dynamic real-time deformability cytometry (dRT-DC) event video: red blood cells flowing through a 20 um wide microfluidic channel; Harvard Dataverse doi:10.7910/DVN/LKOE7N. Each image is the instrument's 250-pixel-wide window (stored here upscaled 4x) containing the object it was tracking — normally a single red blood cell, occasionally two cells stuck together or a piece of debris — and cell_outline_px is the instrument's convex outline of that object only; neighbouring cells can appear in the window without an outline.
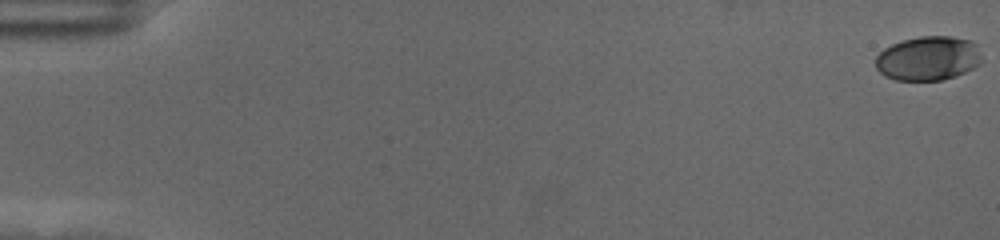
{"species": "human", "species_latin": "Homo sapiens", "temperature_condition": "cold", "stored_images_in_passage": 60, "camera_frame_rate_fps": 3000, "um_per_image_px": 0.085, "donor": {"sex": "female"}, "frame": {"image": 1, "passage_image": 1, "time_ms": 0.0, "image_size_px": [1000, 240], "cell_outline_px": [[980, 64], [956, 76], [940, 80], [896, 80], [884, 76], [876, 68], [876, 56], [884, 48], [892, 44], [904, 40], [920, 36], [952, 36], [972, 40], [976, 44], [980, 56]], "centroid_in_image_um": [78.88, 4.95], "position_along_channel_um": 6.1, "area_um2": 27.34}}
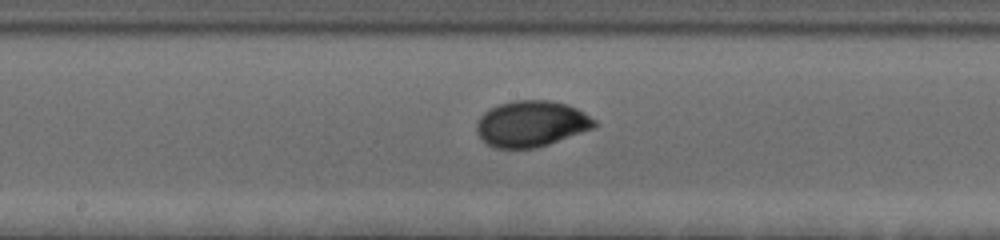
{"frame": {"image": 2, "passage_image": 33, "time_ms": 10.667, "image_size_px": [1000, 240], "cell_outline_px": [[600, 124], [596, 128], [536, 148], [496, 148], [488, 144], [476, 132], [476, 124], [480, 116], [484, 112], [500, 104], [516, 100], [552, 100], [568, 104], [584, 112], [596, 120]], "centroid_in_image_um": [45.22, 10.51], "position_along_channel_um": 203.0, "area_um2": 31.73}}
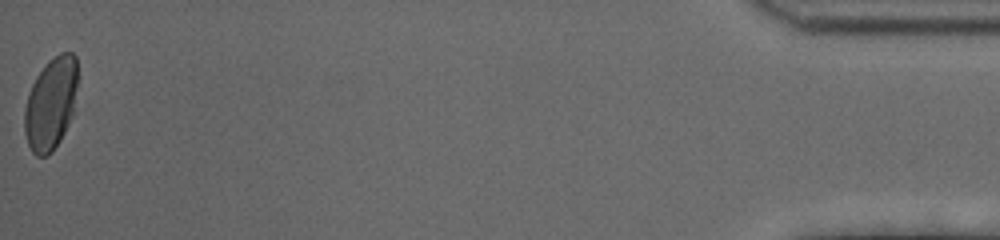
{"frame": {"image": 3, "passage_image": 60, "time_ms": 19.667, "image_size_px": [1000, 240], "cell_outline_px": [[80, 76], [72, 112], [68, 124], [60, 140], [52, 152], [44, 156], [36, 156], [32, 152], [28, 144], [24, 132], [24, 108], [28, 92], [36, 76], [48, 60], [60, 52], [72, 52], [76, 56]], "centroid_in_image_um": [4.33, 8.75], "position_along_channel_um": 430.9, "area_um2": 29.07}, "authors_computed_cell_mechanics": {"area_um2": 29.1312, "velocity_mm_per_s": 3.5086, "shape_relaxation_time_tau1_ms": 2.9393, "shape_relaxation_time_tau2_ms": null, "deformation_change_tau1": 0.1271, "deformation_change_tau2": null}}